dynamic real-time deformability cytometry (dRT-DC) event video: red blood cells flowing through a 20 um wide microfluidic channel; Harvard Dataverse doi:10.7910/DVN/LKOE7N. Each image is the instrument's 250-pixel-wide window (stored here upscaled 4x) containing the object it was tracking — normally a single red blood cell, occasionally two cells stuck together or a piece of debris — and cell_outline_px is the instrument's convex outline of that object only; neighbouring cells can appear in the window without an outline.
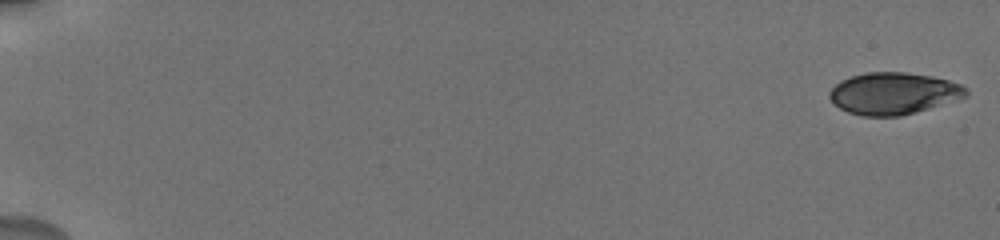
{"species": "human", "species_latin": "Homo sapiens", "temperature_condition": "cold", "stored_images_in_passage": 33, "camera_frame_rate_fps": 3000, "um_per_image_px": 0.085, "donor": {"sex": "male"}, "frame": {"image": 1, "passage_image": 1, "time_ms": 0.0, "image_size_px": [1000, 240], "cell_outline_px": [[968, 96], [928, 108], [900, 116], [860, 116], [848, 112], [840, 108], [828, 96], [828, 92], [840, 80], [852, 76], [868, 72], [904, 72], [932, 76], [948, 80], [960, 84], [968, 88]], "centroid_in_image_um": [75.94, 7.93], "position_along_channel_um": 9.1, "area_um2": 33.18}}
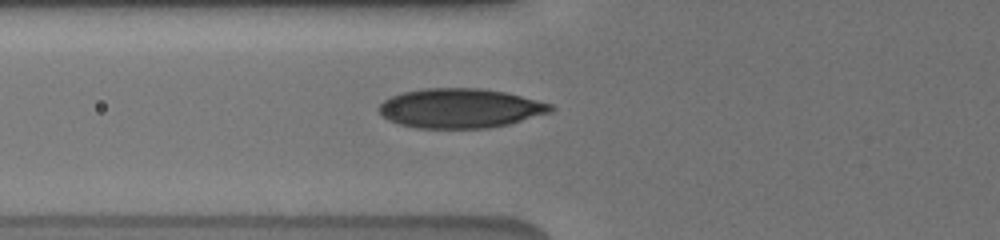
{"frame": {"image": 2, "passage_image": 30, "time_ms": 7.333, "image_size_px": [1000, 240], "cell_outline_px": [[556, 108], [552, 112], [508, 124], [488, 128], [416, 128], [400, 124], [388, 120], [376, 108], [384, 100], [392, 96], [404, 92], [424, 88], [480, 88], [504, 92], [552, 104]], "centroid_in_image_um": [39.11, 9.2], "position_along_channel_um": 86.7, "area_um2": 39.42}}
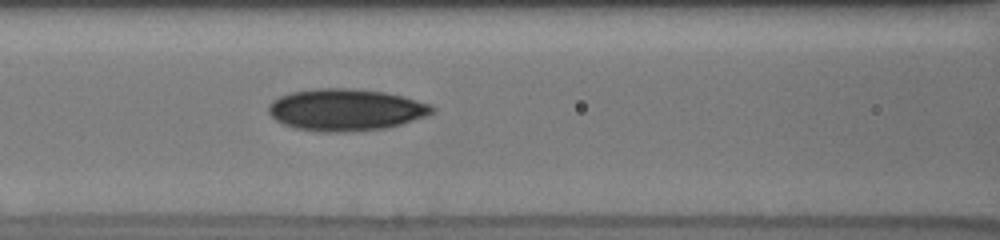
{"frame": {"image": 3, "passage_image": 33, "time_ms": 8.667, "image_size_px": [1000, 240], "cell_outline_px": [[436, 112], [400, 124], [384, 128], [344, 132], [320, 132], [296, 128], [284, 124], [276, 120], [268, 112], [268, 104], [272, 100], [280, 96], [292, 92], [316, 88], [348, 88], [384, 92], [404, 96], [432, 104], [436, 108]], "centroid_in_image_um": [29.39, 9.32], "position_along_channel_um": 137.2, "area_um2": 39.94}}